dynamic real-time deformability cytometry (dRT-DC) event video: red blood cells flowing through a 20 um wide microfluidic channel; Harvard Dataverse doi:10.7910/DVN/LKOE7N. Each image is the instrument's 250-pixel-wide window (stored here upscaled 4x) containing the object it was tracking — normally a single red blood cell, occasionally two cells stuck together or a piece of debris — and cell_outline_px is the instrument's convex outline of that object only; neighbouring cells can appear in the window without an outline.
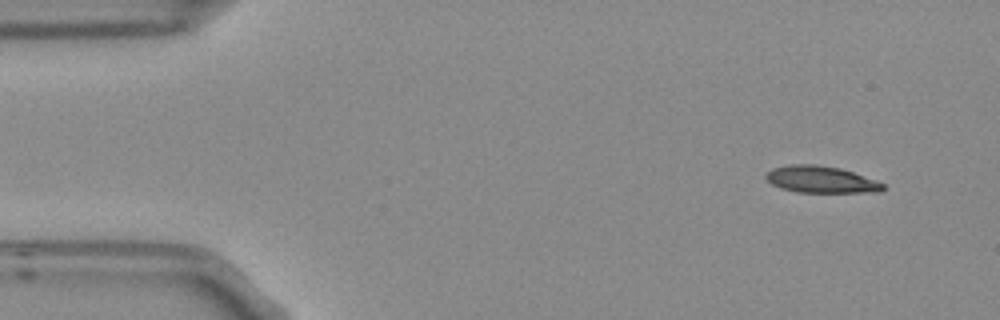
{"species": "Egyptian fruit bat (a non-hibernating species)", "species_latin": "Rousettus aegyptiacus", "temperature_condition": "room temperature", "stored_images_in_passage": 4, "camera_frame_rate_fps": 3000, "um_per_image_px": 0.085, "frame": {"image": 1, "passage_image": 1, "time_ms": 0.0, "image_size_px": [1000, 320], "cell_outline_px": [[884, 188], [880, 192], [796, 192], [780, 188], [772, 184], [764, 176], [772, 168], [792, 164], [816, 164], [840, 168], [876, 180], [884, 184]], "centroid_in_image_um": [69.77, 15.25], "position_along_channel_um": 15.2, "area_um2": 18.21}}
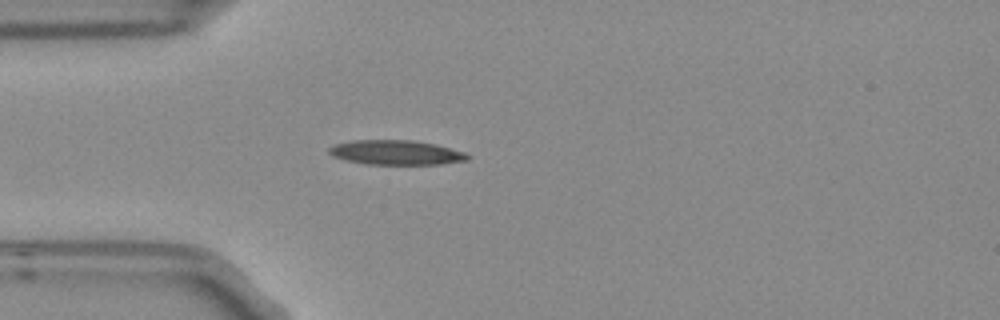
{"frame": {"image": 2, "passage_image": 4, "time_ms": 1.0, "image_size_px": [1000, 320], "cell_outline_px": [[472, 156], [468, 160], [444, 164], [364, 164], [344, 160], [332, 156], [328, 152], [328, 148], [336, 144], [352, 140], [412, 140], [436, 144], [464, 152]], "centroid_in_image_um": [33.67, 12.97], "position_along_channel_um": 51.3, "area_um2": 20.0}}